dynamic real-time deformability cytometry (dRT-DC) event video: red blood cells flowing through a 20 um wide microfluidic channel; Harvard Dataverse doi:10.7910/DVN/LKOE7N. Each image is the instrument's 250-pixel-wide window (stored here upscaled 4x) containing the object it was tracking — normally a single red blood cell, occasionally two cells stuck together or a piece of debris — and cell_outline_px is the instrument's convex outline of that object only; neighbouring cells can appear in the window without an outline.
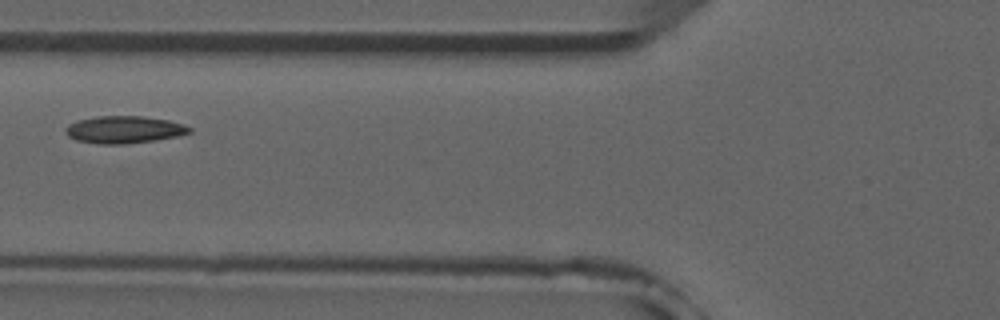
{"species": "common noctule bat (a hibernating species)", "species_latin": "Nyctalus noctula", "temperature_condition": "room temperature", "stored_images_in_passage": 3, "camera_frame_rate_fps": 3000, "um_per_image_px": 0.085, "animal": {"sex": "male", "forearm_length_mm": 52.5}, "frame": {"image": 1, "passage_image": 2, "time_ms": 1.333, "image_size_px": [1000, 320], "cell_outline_px": [[192, 132], [176, 136], [152, 140], [124, 144], [100, 144], [76, 140], [68, 136], [64, 132], [64, 128], [68, 124], [80, 120], [96, 116], [144, 116], [168, 120], [184, 124], [192, 128]], "centroid_in_image_um": [10.53, 11.01], "position_along_channel_um": 115.3, "area_um2": 19.65}}
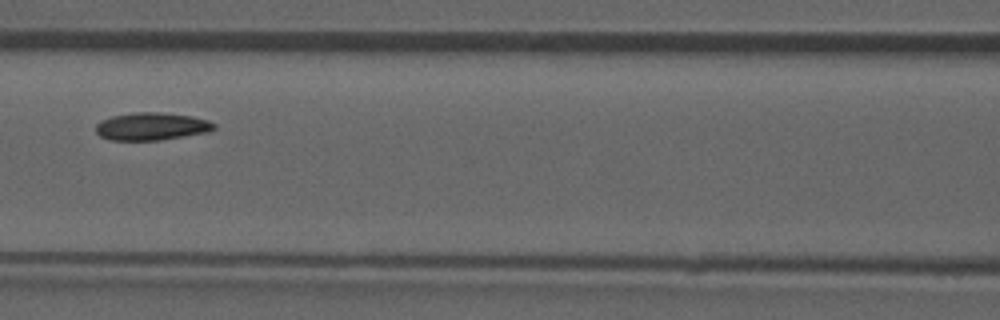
{"frame": {"image": 2, "passage_image": 3, "time_ms": 2.333, "image_size_px": [1000, 320], "cell_outline_px": [[216, 128], [212, 132], [160, 140], [108, 140], [100, 136], [96, 132], [96, 124], [100, 120], [112, 116], [132, 112], [160, 112], [192, 116], [208, 120], [216, 124]], "centroid_in_image_um": [12.91, 10.74], "position_along_channel_um": 153.7, "area_um2": 19.36}}